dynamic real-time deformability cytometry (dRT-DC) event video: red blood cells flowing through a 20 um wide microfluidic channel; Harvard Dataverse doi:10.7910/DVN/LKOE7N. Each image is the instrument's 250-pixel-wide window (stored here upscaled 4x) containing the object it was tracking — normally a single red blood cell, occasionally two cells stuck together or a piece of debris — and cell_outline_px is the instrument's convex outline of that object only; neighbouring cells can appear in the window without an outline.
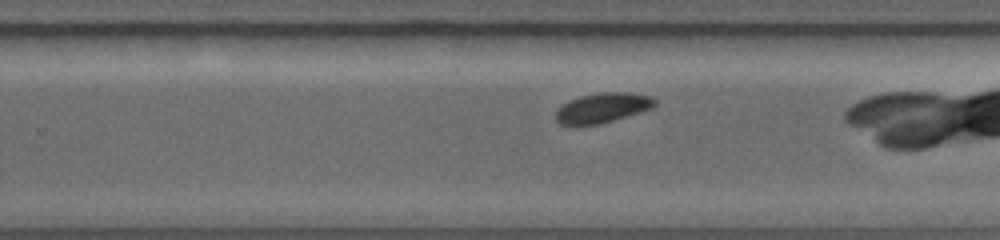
{"species": "common noctule bat (a hibernating species)", "species_latin": "Nyctalus noctula", "temperature_condition": "warm", "stored_images_in_passage": 27, "camera_frame_rate_fps": 5000, "um_per_image_px": 0.085, "animal": {"sex": "female", "body_mass_g": 19.0, "forearm_length_mm": 56.7}, "frame": {"image": 1, "passage_image": 16, "time_ms": 4.6, "image_size_px": [1000, 240], "cell_outline_px": [[656, 104], [652, 108], [640, 112], [600, 124], [560, 124], [556, 120], [556, 112], [568, 100], [580, 96], [604, 92], [632, 92], [652, 96], [656, 100]], "centroid_in_image_um": [51.27, 9.14], "position_along_channel_um": 278.5, "area_um2": 17.05}}
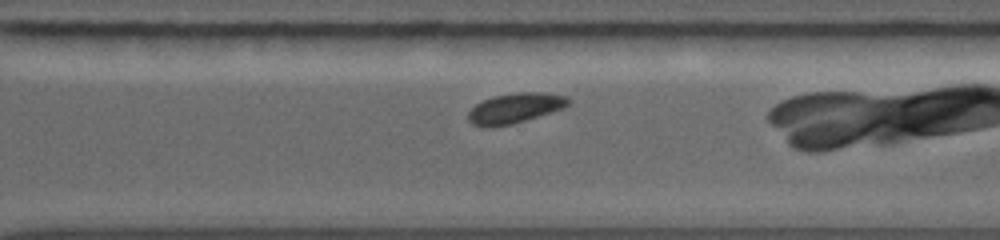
{"frame": {"image": 2, "passage_image": 20, "time_ms": 5.6, "image_size_px": [1000, 240], "cell_outline_px": [[572, 100], [564, 108], [512, 124], [484, 128], [472, 124], [468, 120], [468, 112], [476, 104], [492, 96], [516, 92], [540, 92], [568, 96]], "centroid_in_image_um": [43.77, 9.19], "position_along_channel_um": 326.8, "area_um2": 17.63}}